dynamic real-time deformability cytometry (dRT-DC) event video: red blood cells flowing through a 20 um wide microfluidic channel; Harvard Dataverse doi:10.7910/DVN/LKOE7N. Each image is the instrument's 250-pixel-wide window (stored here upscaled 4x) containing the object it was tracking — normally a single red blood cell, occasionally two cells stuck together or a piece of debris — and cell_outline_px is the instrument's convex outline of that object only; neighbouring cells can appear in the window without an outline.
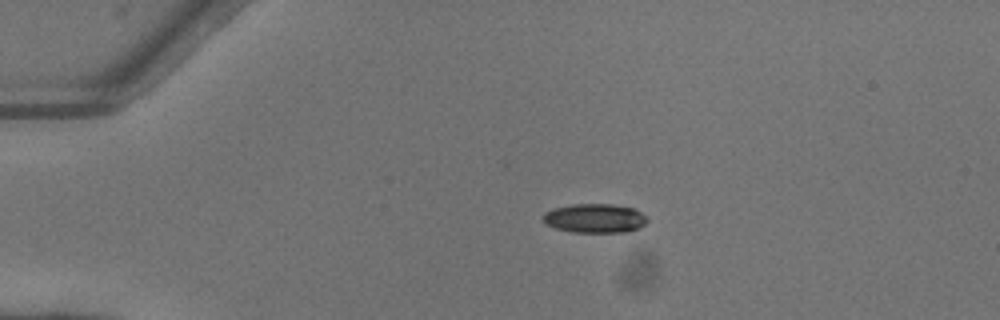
{"species": "common noctule bat (a hibernating species)", "species_latin": "Nyctalus noctula", "temperature_condition": "warm", "stored_images_in_passage": 34, "camera_frame_rate_fps": 3000, "um_per_image_px": 0.085, "animal": {"sex": "female"}, "frame": {"image": 1, "passage_image": 1, "time_ms": 0.0, "image_size_px": [1000, 320], "cell_outline_px": [[648, 220], [640, 228], [624, 232], [572, 232], [556, 228], [544, 224], [540, 220], [544, 212], [552, 208], [572, 204], [612, 204], [632, 208], [648, 216]], "centroid_in_image_um": [50.51, 18.55], "position_along_channel_um": 34.5, "area_um2": 17.92}}
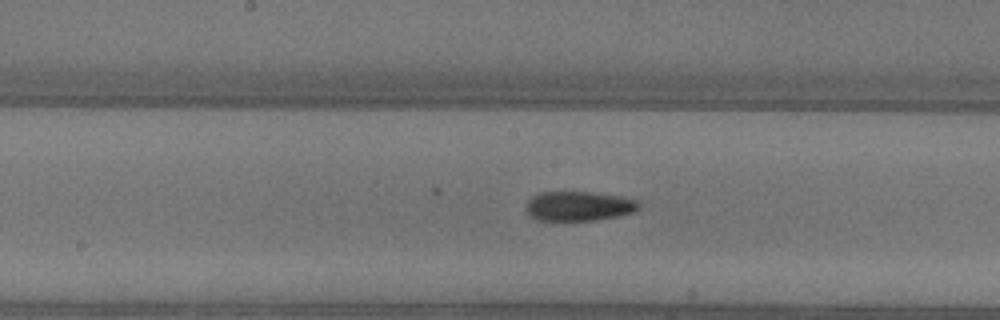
{"frame": {"image": 2, "passage_image": 17, "time_ms": 5.333, "image_size_px": [1000, 320], "cell_outline_px": [[640, 208], [632, 212], [616, 216], [592, 220], [540, 220], [528, 216], [524, 208], [528, 200], [532, 196], [540, 192], [588, 192], [620, 196], [640, 200]], "centroid_in_image_um": [49.17, 17.51], "position_along_channel_um": 199.0, "area_um2": 19.48}}
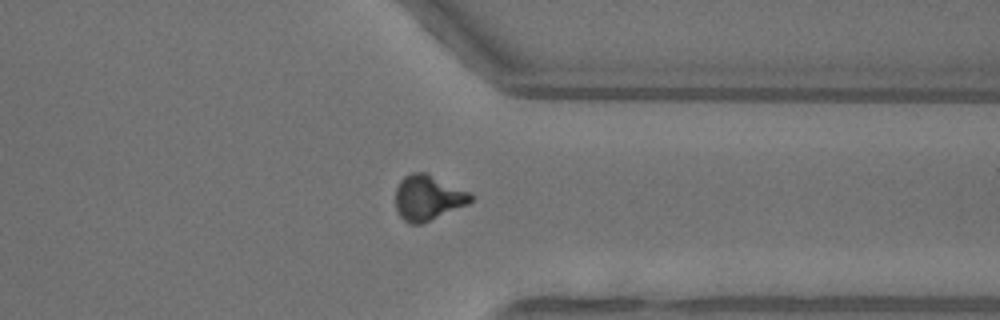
{"frame": {"image": 3, "passage_image": 30, "time_ms": 9.667, "image_size_px": [1000, 320], "cell_outline_px": [[472, 200], [468, 204], [420, 224], [408, 224], [400, 216], [396, 208], [396, 188], [400, 180], [404, 176], [412, 172], [424, 172], [472, 192]], "centroid_in_image_um": [36.37, 16.8], "position_along_channel_um": 375.0, "area_um2": 19.77}, "authors_computed_cell_mechanics": {"area_um2": 19.4786, "velocity_mm_per_s": 4.1079, "shape_relaxation_time_tau1_ms": 5.4813, "shape_relaxation_time_tau2_ms": 5.713, "deformation_change_tau1": 0.1908, "deformation_change_tau2": 0.1519}}